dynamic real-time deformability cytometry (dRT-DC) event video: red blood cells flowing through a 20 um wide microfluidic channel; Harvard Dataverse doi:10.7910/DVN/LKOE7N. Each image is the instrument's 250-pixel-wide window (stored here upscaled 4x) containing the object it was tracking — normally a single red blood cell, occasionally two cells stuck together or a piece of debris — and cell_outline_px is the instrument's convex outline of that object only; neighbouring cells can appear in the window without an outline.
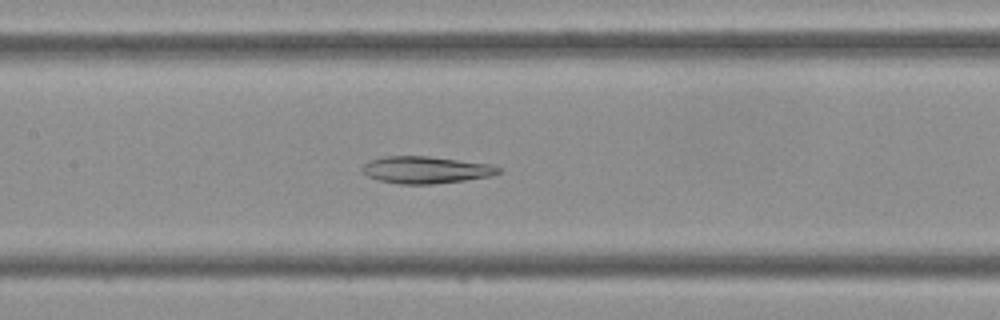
{"species": "Egyptian fruit bat (a non-hibernating species)", "species_latin": "Rousettus aegyptiacus", "temperature_condition": "cold", "stored_images_in_passage": 45, "camera_frame_rate_fps": 3000, "um_per_image_px": 0.085, "frame": {"image": 1, "passage_image": 21, "time_ms": 6.667, "image_size_px": [1000, 320], "cell_outline_px": [[500, 172], [492, 176], [464, 180], [432, 184], [400, 184], [380, 180], [368, 176], [360, 168], [364, 164], [372, 160], [384, 156], [428, 156], [492, 164], [500, 168]], "centroid_in_image_um": [36.22, 14.43], "position_along_channel_um": 171.2, "area_um2": 21.33}}
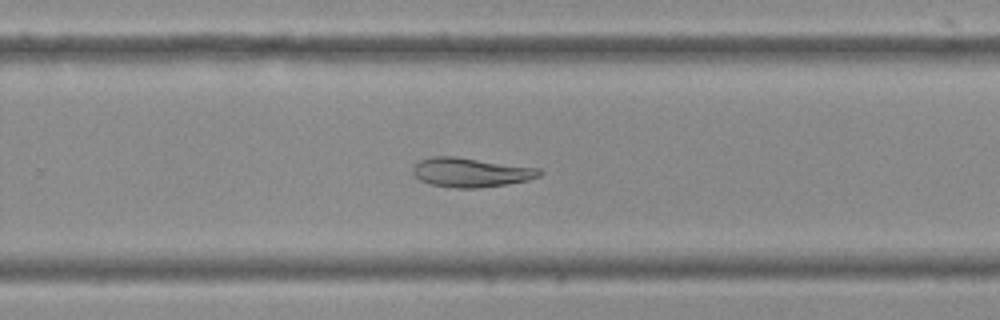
{"frame": {"image": 2, "passage_image": 29, "time_ms": 9.333, "image_size_px": [1000, 320], "cell_outline_px": [[544, 172], [540, 176], [528, 180], [508, 184], [480, 188], [456, 188], [432, 184], [420, 180], [412, 172], [412, 168], [420, 160], [432, 156], [456, 156], [540, 168]], "centroid_in_image_um": [40.06, 14.65], "position_along_channel_um": 289.7, "area_um2": 21.73}}
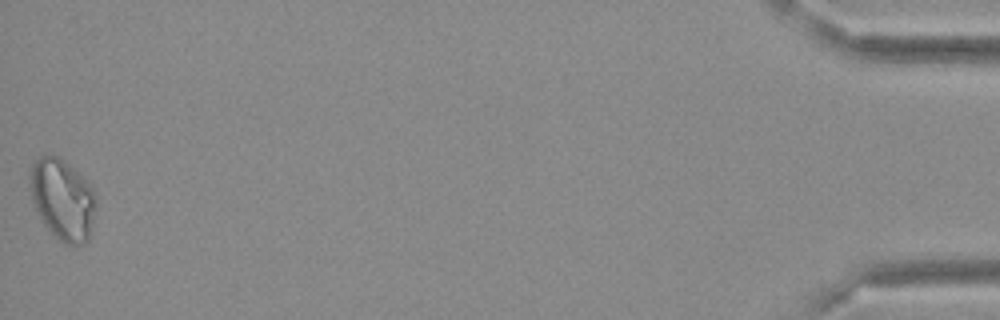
{"frame": {"image": 3, "passage_image": 45, "time_ms": 14.667, "image_size_px": [1000, 320], "cell_outline_px": [[96, 204], [92, 224], [88, 240], [84, 244], [76, 248], [64, 244], [40, 220], [32, 200], [28, 188], [28, 176], [32, 164], [40, 156], [56, 156], [64, 160], [92, 188], [96, 200]], "centroid_in_image_um": [5.28, 16.99], "position_along_channel_um": 429.9, "area_um2": 31.27}}